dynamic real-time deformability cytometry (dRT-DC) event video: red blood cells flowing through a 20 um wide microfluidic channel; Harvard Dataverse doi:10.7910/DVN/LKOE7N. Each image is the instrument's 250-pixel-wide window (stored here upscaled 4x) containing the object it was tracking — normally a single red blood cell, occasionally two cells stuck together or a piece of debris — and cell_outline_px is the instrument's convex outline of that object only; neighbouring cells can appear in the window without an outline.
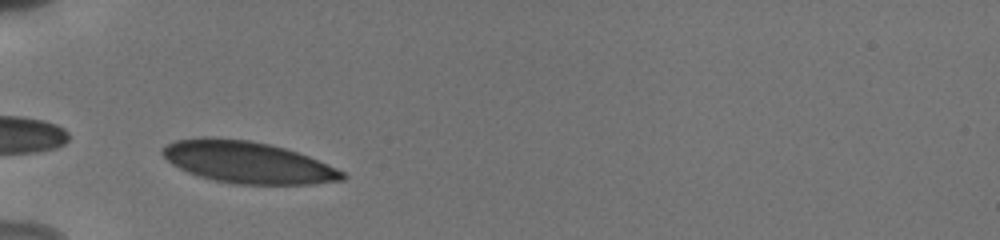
{"species": "human", "species_latin": "Homo sapiens", "temperature_condition": "cold", "stored_images_in_passage": 34, "camera_frame_rate_fps": 3000, "um_per_image_px": 0.085, "donor": {"sex": "male"}, "frame": {"image": 1, "passage_image": 1, "time_ms": 0.0, "image_size_px": [1000, 240], "cell_outline_px": [[348, 176], [344, 180], [312, 184], [236, 184], [216, 180], [200, 176], [188, 172], [172, 164], [160, 152], [160, 148], [176, 140], [200, 136], [204, 136], [248, 140], [268, 144], [284, 148], [308, 156], [336, 168], [344, 172]], "centroid_in_image_um": [21.03, 13.79], "position_along_channel_um": 64.0, "area_um2": 43.58}}
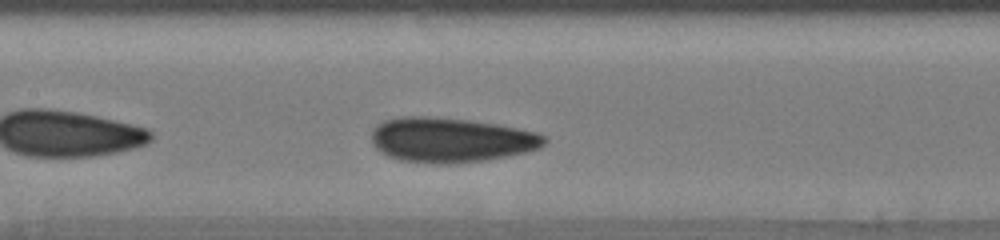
{"frame": {"image": 2, "passage_image": 10, "time_ms": 3.0, "image_size_px": [1000, 240], "cell_outline_px": [[548, 140], [540, 148], [528, 152], [484, 160], [448, 164], [436, 164], [400, 160], [388, 156], [380, 152], [372, 144], [372, 128], [376, 124], [384, 120], [400, 116], [428, 116], [468, 120], [496, 124], [536, 132], [548, 136]], "centroid_in_image_um": [38.3, 11.89], "position_along_channel_um": 169.1, "area_um2": 45.37}}
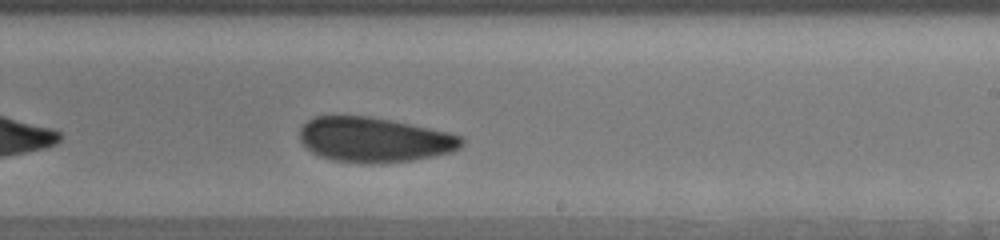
{"frame": {"image": 3, "passage_image": 17, "time_ms": 5.333, "image_size_px": [1000, 240], "cell_outline_px": [[464, 144], [460, 148], [452, 152], [436, 156], [412, 160], [372, 164], [360, 164], [332, 160], [320, 156], [312, 152], [300, 140], [300, 128], [308, 120], [316, 116], [368, 116], [392, 120], [448, 132], [460, 136], [464, 140]], "centroid_in_image_um": [31.83, 11.89], "position_along_channel_um": 257.2, "area_um2": 42.54}, "authors_computed_cell_mechanics": {"area_um2": 42.5697, "velocity_mm_per_s": 3.8039, "shape_relaxation_time_tau1_ms": 2.8269, "shape_relaxation_time_tau2_ms": null, "deformation_change_tau1": 0.0768, "deformation_change_tau2": null}}